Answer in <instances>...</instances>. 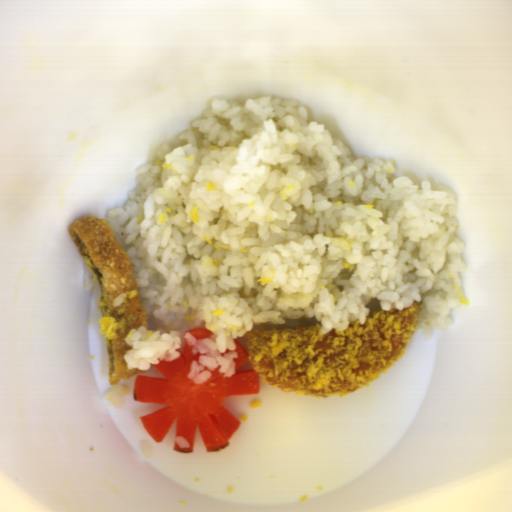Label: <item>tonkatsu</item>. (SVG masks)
Returning a JSON list of instances; mask_svg holds the SVG:
<instances>
[{
    "label": "tonkatsu",
    "mask_w": 512,
    "mask_h": 512,
    "mask_svg": "<svg viewBox=\"0 0 512 512\" xmlns=\"http://www.w3.org/2000/svg\"><path fill=\"white\" fill-rule=\"evenodd\" d=\"M422 302L376 310L364 323L322 332L324 325L266 328L238 337L260 383L299 396H349L375 383L402 357L418 323Z\"/></svg>",
    "instance_id": "tonkatsu-1"
},
{
    "label": "tonkatsu",
    "mask_w": 512,
    "mask_h": 512,
    "mask_svg": "<svg viewBox=\"0 0 512 512\" xmlns=\"http://www.w3.org/2000/svg\"><path fill=\"white\" fill-rule=\"evenodd\" d=\"M69 233L93 271L101 295L99 327L105 338L109 384H117L145 372L130 369L124 355L132 346L125 339L140 326L148 327L147 314L139 300L136 272L109 222L98 216L72 221Z\"/></svg>",
    "instance_id": "tonkatsu-2"
}]
</instances>
